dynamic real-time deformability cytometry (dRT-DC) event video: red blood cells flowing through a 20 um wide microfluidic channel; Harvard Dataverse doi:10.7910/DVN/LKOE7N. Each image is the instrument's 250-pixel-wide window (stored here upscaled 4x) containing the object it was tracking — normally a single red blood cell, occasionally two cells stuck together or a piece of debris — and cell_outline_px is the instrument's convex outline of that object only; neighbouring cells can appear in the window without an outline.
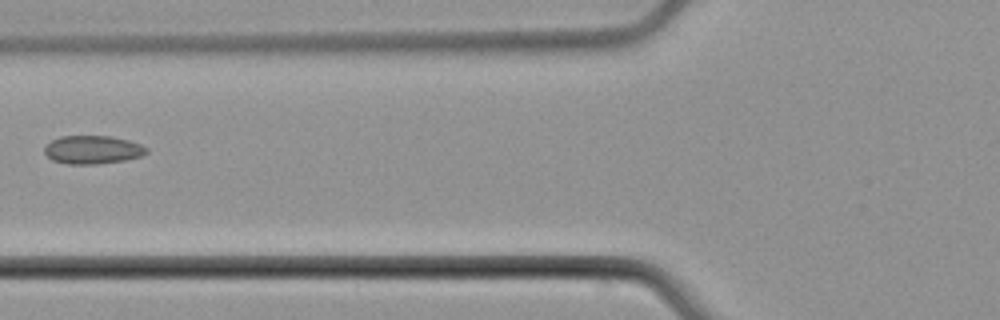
{"species": "common noctule bat (a hibernating species)", "species_latin": "Nyctalus noctula", "temperature_condition": "cold", "stored_images_in_passage": 6, "camera_frame_rate_fps": 3000, "um_per_image_px": 0.085, "animal": {"sex": "male", "body_mass_g": 21.5, "forearm_length_mm": 52.0}, "frame": {"image": 1, "passage_image": 5, "time_ms": 6.667, "image_size_px": [1000, 320], "cell_outline_px": [[148, 152], [140, 156], [124, 160], [96, 164], [68, 164], [52, 160], [44, 152], [44, 148], [52, 140], [60, 136], [112, 136], [128, 140], [140, 144], [148, 148]], "centroid_in_image_um": [7.87, 12.72], "position_along_channel_um": 117.9, "area_um2": 16.76}}
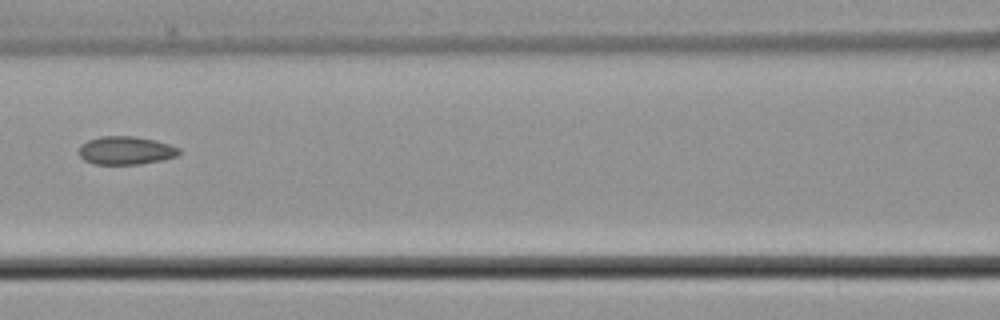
{"frame": {"image": 2, "passage_image": 6, "time_ms": 7.667, "image_size_px": [1000, 320], "cell_outline_px": [[180, 152], [176, 156], [160, 160], [140, 164], [92, 164], [84, 160], [80, 156], [80, 144], [88, 140], [100, 136], [132, 136], [156, 140], [180, 148]], "centroid_in_image_um": [10.67, 12.78], "position_along_channel_um": 155.9, "area_um2": 16.42}}